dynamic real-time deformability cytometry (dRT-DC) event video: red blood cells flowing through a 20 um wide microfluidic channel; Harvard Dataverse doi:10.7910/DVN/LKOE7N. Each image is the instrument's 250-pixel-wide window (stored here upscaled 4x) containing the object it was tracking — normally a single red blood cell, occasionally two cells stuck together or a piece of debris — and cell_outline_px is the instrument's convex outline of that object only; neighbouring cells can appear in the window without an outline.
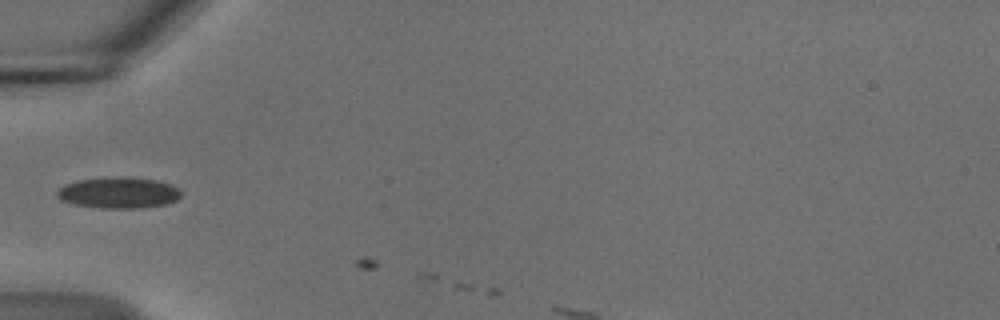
{"species": "common noctule bat (a hibernating species)", "species_latin": "Nyctalus noctula", "temperature_condition": "cold", "stored_images_in_passage": 3, "camera_frame_rate_fps": 3000, "um_per_image_px": 0.085, "animal": {"sex": "male", "body_mass_g": 18.8}, "frame": {"image": 1, "passage_image": 1, "time_ms": 0.0, "image_size_px": [1000, 320], "cell_outline_px": [[176, 196], [172, 200], [160, 204], [84, 204], [68, 200], [60, 196], [60, 192], [64, 188], [72, 184], [88, 180], [148, 180], [164, 184], [172, 188], [176, 192]], "centroid_in_image_um": [10.08, 16.35], "position_along_channel_um": 74.9, "area_um2": 17.46}}